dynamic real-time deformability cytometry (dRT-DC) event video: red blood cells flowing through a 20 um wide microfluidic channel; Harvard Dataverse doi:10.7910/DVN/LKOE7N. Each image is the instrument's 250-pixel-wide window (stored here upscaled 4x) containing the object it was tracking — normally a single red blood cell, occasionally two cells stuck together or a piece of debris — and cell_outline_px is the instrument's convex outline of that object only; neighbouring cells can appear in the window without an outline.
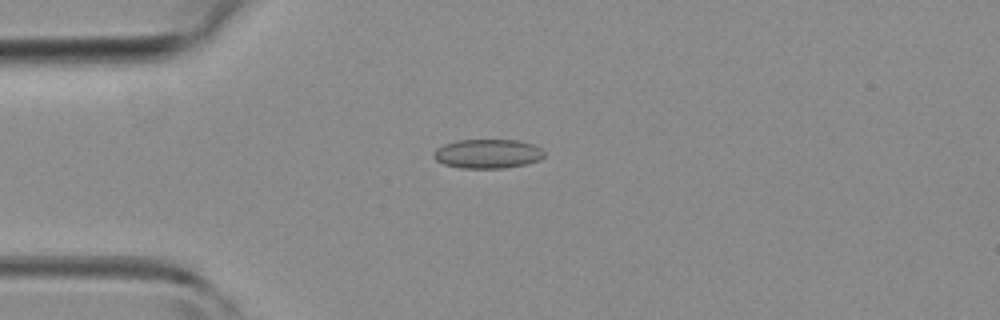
{"species": "common noctule bat (a hibernating species)", "species_latin": "Nyctalus noctula", "temperature_condition": "room temperature", "stored_images_in_passage": 4, "camera_frame_rate_fps": 3000, "um_per_image_px": 0.085, "animal": {"sex": "female", "body_mass_g": 19.3, "forearm_length_mm": 54.1}, "frame": {"image": 1, "passage_image": 3, "time_ms": 2.333, "image_size_px": [1000, 320], "cell_outline_px": [[544, 156], [540, 160], [528, 164], [504, 168], [460, 168], [444, 164], [436, 160], [432, 156], [432, 152], [436, 148], [444, 144], [456, 140], [516, 140], [532, 144], [540, 148], [544, 152]], "centroid_in_image_um": [41.43, 13.07], "position_along_channel_um": 43.6, "area_um2": 18.96}}